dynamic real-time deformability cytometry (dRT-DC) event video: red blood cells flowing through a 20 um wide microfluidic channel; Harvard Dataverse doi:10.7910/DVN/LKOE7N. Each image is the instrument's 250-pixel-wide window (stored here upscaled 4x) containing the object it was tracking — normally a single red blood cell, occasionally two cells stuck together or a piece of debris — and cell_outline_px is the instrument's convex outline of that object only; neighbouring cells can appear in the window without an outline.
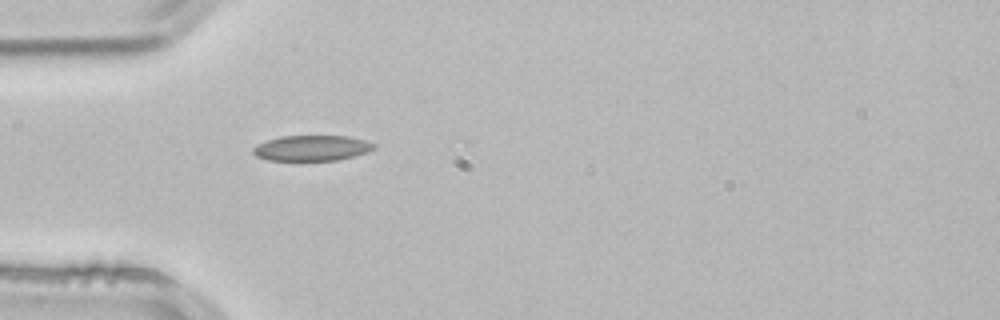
{"species": "common noctule bat (a hibernating species)", "species_latin": "Nyctalus noctula", "temperature_condition": "room temperature", "stored_images_in_passage": 1, "camera_frame_rate_fps": 3000, "um_per_image_px": 0.085, "animal": {"sex": "male", "body_mass_g": 21.5, "forearm_length_mm": 52.0}, "frame": {"image": 1, "passage_image": 1, "time_ms": 0.0, "image_size_px": [1000, 320], "cell_outline_px": [[376, 148], [368, 152], [336, 160], [268, 160], [256, 156], [252, 152], [252, 148], [268, 140], [280, 136], [348, 136], [364, 140], [376, 144]], "centroid_in_image_um": [26.52, 12.58], "position_along_channel_um": 58.5, "area_um2": 17.8}}